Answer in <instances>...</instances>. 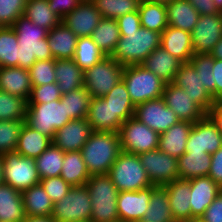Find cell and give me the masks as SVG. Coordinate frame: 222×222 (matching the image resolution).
<instances>
[{"label": "cell", "instance_id": "94428289", "mask_svg": "<svg viewBox=\"0 0 222 222\" xmlns=\"http://www.w3.org/2000/svg\"><path fill=\"white\" fill-rule=\"evenodd\" d=\"M22 222H55L51 216H27Z\"/></svg>", "mask_w": 222, "mask_h": 222}, {"label": "cell", "instance_id": "9f6ffc18", "mask_svg": "<svg viewBox=\"0 0 222 222\" xmlns=\"http://www.w3.org/2000/svg\"><path fill=\"white\" fill-rule=\"evenodd\" d=\"M82 0H48L49 6L53 12L63 19L73 9H75Z\"/></svg>", "mask_w": 222, "mask_h": 222}, {"label": "cell", "instance_id": "f907efd6", "mask_svg": "<svg viewBox=\"0 0 222 222\" xmlns=\"http://www.w3.org/2000/svg\"><path fill=\"white\" fill-rule=\"evenodd\" d=\"M28 0H0V27H12L24 14Z\"/></svg>", "mask_w": 222, "mask_h": 222}, {"label": "cell", "instance_id": "681fc988", "mask_svg": "<svg viewBox=\"0 0 222 222\" xmlns=\"http://www.w3.org/2000/svg\"><path fill=\"white\" fill-rule=\"evenodd\" d=\"M55 61V59L38 60L28 69L32 86L56 82Z\"/></svg>", "mask_w": 222, "mask_h": 222}, {"label": "cell", "instance_id": "8d00e7d4", "mask_svg": "<svg viewBox=\"0 0 222 222\" xmlns=\"http://www.w3.org/2000/svg\"><path fill=\"white\" fill-rule=\"evenodd\" d=\"M90 37L105 56H111L121 37L116 19L102 18Z\"/></svg>", "mask_w": 222, "mask_h": 222}, {"label": "cell", "instance_id": "30bf717a", "mask_svg": "<svg viewBox=\"0 0 222 222\" xmlns=\"http://www.w3.org/2000/svg\"><path fill=\"white\" fill-rule=\"evenodd\" d=\"M2 158L4 184L22 192L40 183L35 159L23 157L16 151L5 153Z\"/></svg>", "mask_w": 222, "mask_h": 222}, {"label": "cell", "instance_id": "91938a15", "mask_svg": "<svg viewBox=\"0 0 222 222\" xmlns=\"http://www.w3.org/2000/svg\"><path fill=\"white\" fill-rule=\"evenodd\" d=\"M206 115L211 119L217 130L222 134V104L216 103L210 108Z\"/></svg>", "mask_w": 222, "mask_h": 222}, {"label": "cell", "instance_id": "5b68a950", "mask_svg": "<svg viewBox=\"0 0 222 222\" xmlns=\"http://www.w3.org/2000/svg\"><path fill=\"white\" fill-rule=\"evenodd\" d=\"M122 81L134 106L161 98L166 83L142 65L124 66Z\"/></svg>", "mask_w": 222, "mask_h": 222}, {"label": "cell", "instance_id": "60d3db41", "mask_svg": "<svg viewBox=\"0 0 222 222\" xmlns=\"http://www.w3.org/2000/svg\"><path fill=\"white\" fill-rule=\"evenodd\" d=\"M64 154L65 152L51 143V145L35 159L40 179L60 176Z\"/></svg>", "mask_w": 222, "mask_h": 222}, {"label": "cell", "instance_id": "a7ac6f4b", "mask_svg": "<svg viewBox=\"0 0 222 222\" xmlns=\"http://www.w3.org/2000/svg\"><path fill=\"white\" fill-rule=\"evenodd\" d=\"M184 222H203V221L200 218H197V219H190Z\"/></svg>", "mask_w": 222, "mask_h": 222}, {"label": "cell", "instance_id": "e0dca14e", "mask_svg": "<svg viewBox=\"0 0 222 222\" xmlns=\"http://www.w3.org/2000/svg\"><path fill=\"white\" fill-rule=\"evenodd\" d=\"M165 104L171 108L181 121L192 123L202 119L206 113L193 101L191 97L172 82L167 83L162 95Z\"/></svg>", "mask_w": 222, "mask_h": 222}, {"label": "cell", "instance_id": "52a82bcc", "mask_svg": "<svg viewBox=\"0 0 222 222\" xmlns=\"http://www.w3.org/2000/svg\"><path fill=\"white\" fill-rule=\"evenodd\" d=\"M71 121L65 102L54 100L48 103H28L25 124L41 134L54 138L55 132Z\"/></svg>", "mask_w": 222, "mask_h": 222}, {"label": "cell", "instance_id": "003e7915", "mask_svg": "<svg viewBox=\"0 0 222 222\" xmlns=\"http://www.w3.org/2000/svg\"><path fill=\"white\" fill-rule=\"evenodd\" d=\"M146 1L151 2V3L167 4V3H170L172 0H146Z\"/></svg>", "mask_w": 222, "mask_h": 222}, {"label": "cell", "instance_id": "7402d4cb", "mask_svg": "<svg viewBox=\"0 0 222 222\" xmlns=\"http://www.w3.org/2000/svg\"><path fill=\"white\" fill-rule=\"evenodd\" d=\"M160 46L182 63L190 62L194 55L191 33L169 25L161 33Z\"/></svg>", "mask_w": 222, "mask_h": 222}, {"label": "cell", "instance_id": "d4e9b609", "mask_svg": "<svg viewBox=\"0 0 222 222\" xmlns=\"http://www.w3.org/2000/svg\"><path fill=\"white\" fill-rule=\"evenodd\" d=\"M86 119L93 131L119 132L123 124L119 117H113V109L103 97L91 98Z\"/></svg>", "mask_w": 222, "mask_h": 222}, {"label": "cell", "instance_id": "f6af8a7d", "mask_svg": "<svg viewBox=\"0 0 222 222\" xmlns=\"http://www.w3.org/2000/svg\"><path fill=\"white\" fill-rule=\"evenodd\" d=\"M28 101L0 90V121L24 120Z\"/></svg>", "mask_w": 222, "mask_h": 222}, {"label": "cell", "instance_id": "d6a6232c", "mask_svg": "<svg viewBox=\"0 0 222 222\" xmlns=\"http://www.w3.org/2000/svg\"><path fill=\"white\" fill-rule=\"evenodd\" d=\"M179 179L189 180L195 177L208 176L211 165V154L185 152L178 159Z\"/></svg>", "mask_w": 222, "mask_h": 222}, {"label": "cell", "instance_id": "ab89813d", "mask_svg": "<svg viewBox=\"0 0 222 222\" xmlns=\"http://www.w3.org/2000/svg\"><path fill=\"white\" fill-rule=\"evenodd\" d=\"M103 98L109 102L113 109V117H119L124 123L127 119L134 117L135 106L132 103L125 83L121 80Z\"/></svg>", "mask_w": 222, "mask_h": 222}, {"label": "cell", "instance_id": "db71d44e", "mask_svg": "<svg viewBox=\"0 0 222 222\" xmlns=\"http://www.w3.org/2000/svg\"><path fill=\"white\" fill-rule=\"evenodd\" d=\"M203 222H222V191L200 217Z\"/></svg>", "mask_w": 222, "mask_h": 222}, {"label": "cell", "instance_id": "ba28073f", "mask_svg": "<svg viewBox=\"0 0 222 222\" xmlns=\"http://www.w3.org/2000/svg\"><path fill=\"white\" fill-rule=\"evenodd\" d=\"M124 66L113 57L105 56L101 61L84 71V88L91 98L105 96L122 80Z\"/></svg>", "mask_w": 222, "mask_h": 222}, {"label": "cell", "instance_id": "03108f58", "mask_svg": "<svg viewBox=\"0 0 222 222\" xmlns=\"http://www.w3.org/2000/svg\"><path fill=\"white\" fill-rule=\"evenodd\" d=\"M3 158L0 155V184L4 183Z\"/></svg>", "mask_w": 222, "mask_h": 222}, {"label": "cell", "instance_id": "816d5d0a", "mask_svg": "<svg viewBox=\"0 0 222 222\" xmlns=\"http://www.w3.org/2000/svg\"><path fill=\"white\" fill-rule=\"evenodd\" d=\"M62 97L58 84L50 83L40 86H32L31 94L28 103H48L54 100H59Z\"/></svg>", "mask_w": 222, "mask_h": 222}, {"label": "cell", "instance_id": "d6986e66", "mask_svg": "<svg viewBox=\"0 0 222 222\" xmlns=\"http://www.w3.org/2000/svg\"><path fill=\"white\" fill-rule=\"evenodd\" d=\"M151 198V186L138 191L119 192L117 196V212L123 222L142 221Z\"/></svg>", "mask_w": 222, "mask_h": 222}, {"label": "cell", "instance_id": "8992f818", "mask_svg": "<svg viewBox=\"0 0 222 222\" xmlns=\"http://www.w3.org/2000/svg\"><path fill=\"white\" fill-rule=\"evenodd\" d=\"M108 175L119 192L138 191L153 186L136 154L122 151Z\"/></svg>", "mask_w": 222, "mask_h": 222}, {"label": "cell", "instance_id": "be15d7a7", "mask_svg": "<svg viewBox=\"0 0 222 222\" xmlns=\"http://www.w3.org/2000/svg\"><path fill=\"white\" fill-rule=\"evenodd\" d=\"M196 6L202 8L203 10H211V0H190Z\"/></svg>", "mask_w": 222, "mask_h": 222}, {"label": "cell", "instance_id": "f1b7e54d", "mask_svg": "<svg viewBox=\"0 0 222 222\" xmlns=\"http://www.w3.org/2000/svg\"><path fill=\"white\" fill-rule=\"evenodd\" d=\"M78 37L64 23L48 31L47 41L55 60L73 59Z\"/></svg>", "mask_w": 222, "mask_h": 222}, {"label": "cell", "instance_id": "4fadbf2b", "mask_svg": "<svg viewBox=\"0 0 222 222\" xmlns=\"http://www.w3.org/2000/svg\"><path fill=\"white\" fill-rule=\"evenodd\" d=\"M154 186H164L179 179L178 160L159 149L138 155Z\"/></svg>", "mask_w": 222, "mask_h": 222}, {"label": "cell", "instance_id": "e575fe53", "mask_svg": "<svg viewBox=\"0 0 222 222\" xmlns=\"http://www.w3.org/2000/svg\"><path fill=\"white\" fill-rule=\"evenodd\" d=\"M143 222H176L172 216L167 190L164 186H151L149 207Z\"/></svg>", "mask_w": 222, "mask_h": 222}, {"label": "cell", "instance_id": "cb8c5ba5", "mask_svg": "<svg viewBox=\"0 0 222 222\" xmlns=\"http://www.w3.org/2000/svg\"><path fill=\"white\" fill-rule=\"evenodd\" d=\"M167 190L170 209L176 222L191 219L190 182L188 180H174L164 185Z\"/></svg>", "mask_w": 222, "mask_h": 222}, {"label": "cell", "instance_id": "6125c7cd", "mask_svg": "<svg viewBox=\"0 0 222 222\" xmlns=\"http://www.w3.org/2000/svg\"><path fill=\"white\" fill-rule=\"evenodd\" d=\"M210 54L216 58L222 60V38L217 42V44L213 47Z\"/></svg>", "mask_w": 222, "mask_h": 222}, {"label": "cell", "instance_id": "277c9868", "mask_svg": "<svg viewBox=\"0 0 222 222\" xmlns=\"http://www.w3.org/2000/svg\"><path fill=\"white\" fill-rule=\"evenodd\" d=\"M91 196V222L119 221L117 196L119 191L108 174L91 175L86 182Z\"/></svg>", "mask_w": 222, "mask_h": 222}, {"label": "cell", "instance_id": "74e56055", "mask_svg": "<svg viewBox=\"0 0 222 222\" xmlns=\"http://www.w3.org/2000/svg\"><path fill=\"white\" fill-rule=\"evenodd\" d=\"M23 16L48 31L62 22L59 15L51 10L48 0H28Z\"/></svg>", "mask_w": 222, "mask_h": 222}, {"label": "cell", "instance_id": "11a10c76", "mask_svg": "<svg viewBox=\"0 0 222 222\" xmlns=\"http://www.w3.org/2000/svg\"><path fill=\"white\" fill-rule=\"evenodd\" d=\"M120 32H131L141 28L138 11L125 14L116 19Z\"/></svg>", "mask_w": 222, "mask_h": 222}, {"label": "cell", "instance_id": "d590c367", "mask_svg": "<svg viewBox=\"0 0 222 222\" xmlns=\"http://www.w3.org/2000/svg\"><path fill=\"white\" fill-rule=\"evenodd\" d=\"M60 176L71 186L86 184L90 174L81 151L65 152Z\"/></svg>", "mask_w": 222, "mask_h": 222}, {"label": "cell", "instance_id": "c3c4849f", "mask_svg": "<svg viewBox=\"0 0 222 222\" xmlns=\"http://www.w3.org/2000/svg\"><path fill=\"white\" fill-rule=\"evenodd\" d=\"M190 63L194 66L197 74H200L202 85L215 100V83H213L212 72L214 57L210 53L194 54Z\"/></svg>", "mask_w": 222, "mask_h": 222}, {"label": "cell", "instance_id": "ac0fdd59", "mask_svg": "<svg viewBox=\"0 0 222 222\" xmlns=\"http://www.w3.org/2000/svg\"><path fill=\"white\" fill-rule=\"evenodd\" d=\"M92 132L86 118L74 119L55 132L52 143L63 152L80 151Z\"/></svg>", "mask_w": 222, "mask_h": 222}, {"label": "cell", "instance_id": "9c48e42d", "mask_svg": "<svg viewBox=\"0 0 222 222\" xmlns=\"http://www.w3.org/2000/svg\"><path fill=\"white\" fill-rule=\"evenodd\" d=\"M91 205L86 185L72 186L65 197L54 203L51 217L55 222L90 221Z\"/></svg>", "mask_w": 222, "mask_h": 222}, {"label": "cell", "instance_id": "83f0119b", "mask_svg": "<svg viewBox=\"0 0 222 222\" xmlns=\"http://www.w3.org/2000/svg\"><path fill=\"white\" fill-rule=\"evenodd\" d=\"M32 84L29 71L21 67H0V90L11 95L30 97Z\"/></svg>", "mask_w": 222, "mask_h": 222}, {"label": "cell", "instance_id": "4dcf8cb0", "mask_svg": "<svg viewBox=\"0 0 222 222\" xmlns=\"http://www.w3.org/2000/svg\"><path fill=\"white\" fill-rule=\"evenodd\" d=\"M55 77L62 94L84 86V71L73 59H57L55 61Z\"/></svg>", "mask_w": 222, "mask_h": 222}, {"label": "cell", "instance_id": "5bb4252c", "mask_svg": "<svg viewBox=\"0 0 222 222\" xmlns=\"http://www.w3.org/2000/svg\"><path fill=\"white\" fill-rule=\"evenodd\" d=\"M134 117L159 134L180 121L162 97L137 105Z\"/></svg>", "mask_w": 222, "mask_h": 222}, {"label": "cell", "instance_id": "b9f144b4", "mask_svg": "<svg viewBox=\"0 0 222 222\" xmlns=\"http://www.w3.org/2000/svg\"><path fill=\"white\" fill-rule=\"evenodd\" d=\"M104 57L105 54L90 36L78 37L73 60L83 71L91 68Z\"/></svg>", "mask_w": 222, "mask_h": 222}, {"label": "cell", "instance_id": "6f0895ef", "mask_svg": "<svg viewBox=\"0 0 222 222\" xmlns=\"http://www.w3.org/2000/svg\"><path fill=\"white\" fill-rule=\"evenodd\" d=\"M222 188V146L211 154V165L208 174Z\"/></svg>", "mask_w": 222, "mask_h": 222}, {"label": "cell", "instance_id": "836d02e7", "mask_svg": "<svg viewBox=\"0 0 222 222\" xmlns=\"http://www.w3.org/2000/svg\"><path fill=\"white\" fill-rule=\"evenodd\" d=\"M21 194L26 216H52L54 203L41 183L22 191Z\"/></svg>", "mask_w": 222, "mask_h": 222}, {"label": "cell", "instance_id": "7dc6e473", "mask_svg": "<svg viewBox=\"0 0 222 222\" xmlns=\"http://www.w3.org/2000/svg\"><path fill=\"white\" fill-rule=\"evenodd\" d=\"M24 120L0 121V155L16 151Z\"/></svg>", "mask_w": 222, "mask_h": 222}, {"label": "cell", "instance_id": "ee69618b", "mask_svg": "<svg viewBox=\"0 0 222 222\" xmlns=\"http://www.w3.org/2000/svg\"><path fill=\"white\" fill-rule=\"evenodd\" d=\"M18 40L12 27H0V67H18Z\"/></svg>", "mask_w": 222, "mask_h": 222}, {"label": "cell", "instance_id": "4316f807", "mask_svg": "<svg viewBox=\"0 0 222 222\" xmlns=\"http://www.w3.org/2000/svg\"><path fill=\"white\" fill-rule=\"evenodd\" d=\"M181 64L180 60L160 46L152 51L140 65L154 73L167 84L173 81Z\"/></svg>", "mask_w": 222, "mask_h": 222}, {"label": "cell", "instance_id": "8fae6325", "mask_svg": "<svg viewBox=\"0 0 222 222\" xmlns=\"http://www.w3.org/2000/svg\"><path fill=\"white\" fill-rule=\"evenodd\" d=\"M118 133L123 152L139 155L158 149L160 134L135 117L127 119Z\"/></svg>", "mask_w": 222, "mask_h": 222}, {"label": "cell", "instance_id": "f35d334b", "mask_svg": "<svg viewBox=\"0 0 222 222\" xmlns=\"http://www.w3.org/2000/svg\"><path fill=\"white\" fill-rule=\"evenodd\" d=\"M138 13L141 27L145 29L162 33L168 26L166 4L141 0Z\"/></svg>", "mask_w": 222, "mask_h": 222}, {"label": "cell", "instance_id": "680465c9", "mask_svg": "<svg viewBox=\"0 0 222 222\" xmlns=\"http://www.w3.org/2000/svg\"><path fill=\"white\" fill-rule=\"evenodd\" d=\"M213 83H215V101L219 103L222 100V60L214 58L212 68Z\"/></svg>", "mask_w": 222, "mask_h": 222}, {"label": "cell", "instance_id": "f546056e", "mask_svg": "<svg viewBox=\"0 0 222 222\" xmlns=\"http://www.w3.org/2000/svg\"><path fill=\"white\" fill-rule=\"evenodd\" d=\"M26 217L21 192L0 184V222H22Z\"/></svg>", "mask_w": 222, "mask_h": 222}, {"label": "cell", "instance_id": "9a60e30c", "mask_svg": "<svg viewBox=\"0 0 222 222\" xmlns=\"http://www.w3.org/2000/svg\"><path fill=\"white\" fill-rule=\"evenodd\" d=\"M172 83L184 91L205 113L216 104L211 94L205 89L200 80V74H197L194 66L188 63H182Z\"/></svg>", "mask_w": 222, "mask_h": 222}, {"label": "cell", "instance_id": "603a6c76", "mask_svg": "<svg viewBox=\"0 0 222 222\" xmlns=\"http://www.w3.org/2000/svg\"><path fill=\"white\" fill-rule=\"evenodd\" d=\"M166 8L168 25L190 33L203 10L190 0H172L166 4Z\"/></svg>", "mask_w": 222, "mask_h": 222}, {"label": "cell", "instance_id": "484cf974", "mask_svg": "<svg viewBox=\"0 0 222 222\" xmlns=\"http://www.w3.org/2000/svg\"><path fill=\"white\" fill-rule=\"evenodd\" d=\"M192 127V122L180 120L160 134L158 149L178 159L186 152V143Z\"/></svg>", "mask_w": 222, "mask_h": 222}, {"label": "cell", "instance_id": "ffe728a7", "mask_svg": "<svg viewBox=\"0 0 222 222\" xmlns=\"http://www.w3.org/2000/svg\"><path fill=\"white\" fill-rule=\"evenodd\" d=\"M102 18L91 0H82L75 9L62 19V23L72 30L77 37H85L91 36Z\"/></svg>", "mask_w": 222, "mask_h": 222}, {"label": "cell", "instance_id": "7bdbcfd3", "mask_svg": "<svg viewBox=\"0 0 222 222\" xmlns=\"http://www.w3.org/2000/svg\"><path fill=\"white\" fill-rule=\"evenodd\" d=\"M60 100L65 102V109L71 120L87 117L91 96L84 87L62 94Z\"/></svg>", "mask_w": 222, "mask_h": 222}, {"label": "cell", "instance_id": "e7e4bbea", "mask_svg": "<svg viewBox=\"0 0 222 222\" xmlns=\"http://www.w3.org/2000/svg\"><path fill=\"white\" fill-rule=\"evenodd\" d=\"M211 10L222 12V0H211Z\"/></svg>", "mask_w": 222, "mask_h": 222}, {"label": "cell", "instance_id": "1f68e13d", "mask_svg": "<svg viewBox=\"0 0 222 222\" xmlns=\"http://www.w3.org/2000/svg\"><path fill=\"white\" fill-rule=\"evenodd\" d=\"M52 143V139L39 131L33 130L25 123L21 129L16 152L23 157L36 159Z\"/></svg>", "mask_w": 222, "mask_h": 222}, {"label": "cell", "instance_id": "f5cc1de1", "mask_svg": "<svg viewBox=\"0 0 222 222\" xmlns=\"http://www.w3.org/2000/svg\"><path fill=\"white\" fill-rule=\"evenodd\" d=\"M40 183L53 203L59 202L72 188L61 176L41 179Z\"/></svg>", "mask_w": 222, "mask_h": 222}, {"label": "cell", "instance_id": "44dd1931", "mask_svg": "<svg viewBox=\"0 0 222 222\" xmlns=\"http://www.w3.org/2000/svg\"><path fill=\"white\" fill-rule=\"evenodd\" d=\"M190 182L191 219L200 218L222 188L209 176L195 177Z\"/></svg>", "mask_w": 222, "mask_h": 222}, {"label": "cell", "instance_id": "7c38bea8", "mask_svg": "<svg viewBox=\"0 0 222 222\" xmlns=\"http://www.w3.org/2000/svg\"><path fill=\"white\" fill-rule=\"evenodd\" d=\"M191 37L194 54L210 53L222 38V12L202 10Z\"/></svg>", "mask_w": 222, "mask_h": 222}, {"label": "cell", "instance_id": "2e32d148", "mask_svg": "<svg viewBox=\"0 0 222 222\" xmlns=\"http://www.w3.org/2000/svg\"><path fill=\"white\" fill-rule=\"evenodd\" d=\"M221 146L222 134L207 115L193 123L186 143V152L213 154Z\"/></svg>", "mask_w": 222, "mask_h": 222}, {"label": "cell", "instance_id": "6da1fadb", "mask_svg": "<svg viewBox=\"0 0 222 222\" xmlns=\"http://www.w3.org/2000/svg\"><path fill=\"white\" fill-rule=\"evenodd\" d=\"M18 40V67L29 69L36 61L54 59L48 41V30L20 16L12 26Z\"/></svg>", "mask_w": 222, "mask_h": 222}, {"label": "cell", "instance_id": "bcb514c9", "mask_svg": "<svg viewBox=\"0 0 222 222\" xmlns=\"http://www.w3.org/2000/svg\"><path fill=\"white\" fill-rule=\"evenodd\" d=\"M103 18L117 19L138 11L141 0H91Z\"/></svg>", "mask_w": 222, "mask_h": 222}, {"label": "cell", "instance_id": "3957f363", "mask_svg": "<svg viewBox=\"0 0 222 222\" xmlns=\"http://www.w3.org/2000/svg\"><path fill=\"white\" fill-rule=\"evenodd\" d=\"M120 40L111 55L123 66L141 64L152 51L160 47L161 33L141 27L131 32H120Z\"/></svg>", "mask_w": 222, "mask_h": 222}, {"label": "cell", "instance_id": "7a4b0ae2", "mask_svg": "<svg viewBox=\"0 0 222 222\" xmlns=\"http://www.w3.org/2000/svg\"><path fill=\"white\" fill-rule=\"evenodd\" d=\"M80 151L90 176L108 174L122 152L120 135L112 131H93Z\"/></svg>", "mask_w": 222, "mask_h": 222}]
</instances>
